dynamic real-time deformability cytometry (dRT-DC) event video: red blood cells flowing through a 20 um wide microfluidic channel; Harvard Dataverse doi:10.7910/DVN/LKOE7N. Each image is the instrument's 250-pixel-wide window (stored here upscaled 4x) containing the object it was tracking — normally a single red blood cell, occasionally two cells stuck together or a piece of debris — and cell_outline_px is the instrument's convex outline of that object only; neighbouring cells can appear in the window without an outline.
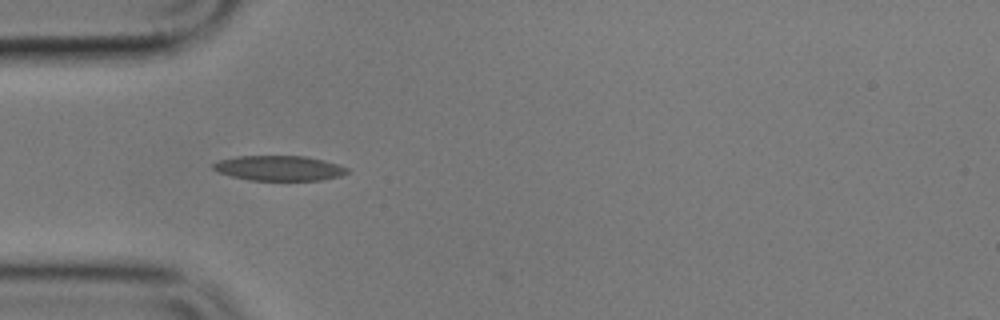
{"species": "common noctule bat (a hibernating species)", "species_latin": "Nyctalus noctula", "temperature_condition": "cold", "stored_images_in_passage": 5, "camera_frame_rate_fps": 3000, "um_per_image_px": 0.085, "animal": {"sex": "male", "body_mass_g": 17.9}, "frame": {"image": 1, "passage_image": 5, "time_ms": 5.0, "image_size_px": [1000, 320], "cell_outline_px": [[348, 172], [340, 176], [320, 180], [252, 180], [232, 176], [220, 172], [212, 168], [212, 164], [220, 160], [236, 156], [304, 156], [324, 160], [348, 168]], "centroid_in_image_um": [23.73, 14.29], "position_along_channel_um": 61.3, "area_um2": 19.31}}